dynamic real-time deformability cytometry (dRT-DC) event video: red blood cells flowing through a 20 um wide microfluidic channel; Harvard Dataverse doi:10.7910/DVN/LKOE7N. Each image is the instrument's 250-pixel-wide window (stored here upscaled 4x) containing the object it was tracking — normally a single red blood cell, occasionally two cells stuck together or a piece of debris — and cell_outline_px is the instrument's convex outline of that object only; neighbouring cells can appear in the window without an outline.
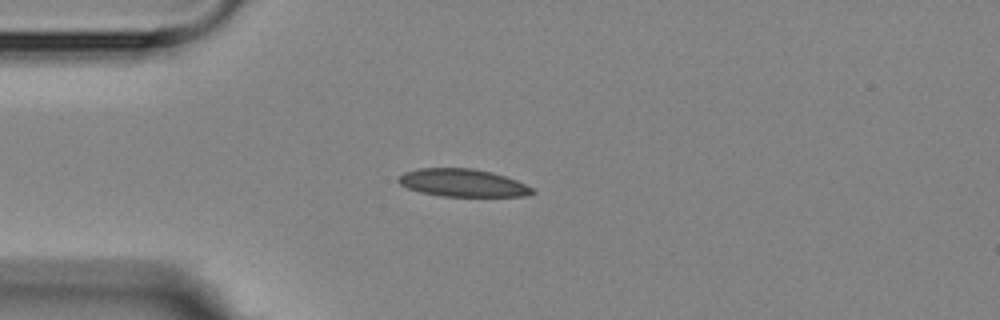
{"species": "Egyptian fruit bat (a non-hibernating species)", "species_latin": "Rousettus aegyptiacus", "temperature_condition": "room temperature", "stored_images_in_passage": 2, "camera_frame_rate_fps": 3000, "um_per_image_px": 0.085, "animal": {"sex": "female"}, "frame": {"image": 1, "passage_image": 1, "time_ms": 0.0, "image_size_px": [1000, 320], "cell_outline_px": [[536, 192], [524, 196], [440, 196], [420, 192], [408, 188], [400, 184], [396, 180], [404, 172], [420, 168], [472, 168], [492, 172], [516, 180], [532, 188]], "centroid_in_image_um": [39.3, 15.54], "position_along_channel_um": 45.7, "area_um2": 21.5}}
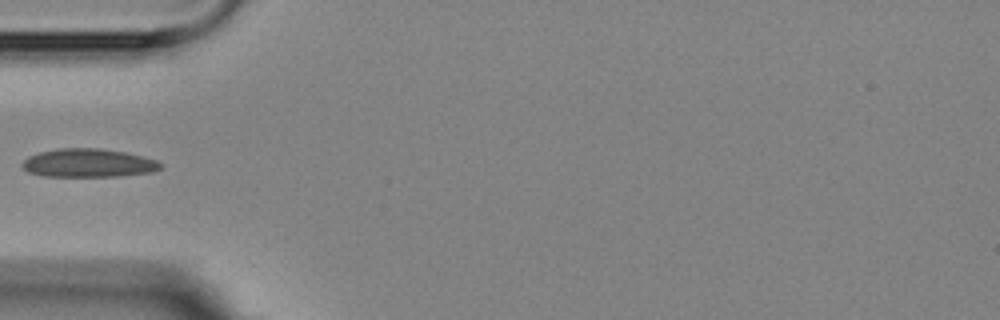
{"frame": {"image": 2, "passage_image": 2, "time_ms": 1.333, "image_size_px": [1000, 320], "cell_outline_px": [[160, 168], [152, 172], [116, 176], [44, 176], [28, 172], [20, 164], [28, 156], [40, 152], [60, 148], [100, 148], [124, 152], [156, 160], [160, 164]], "centroid_in_image_um": [7.46, 13.85], "position_along_channel_um": 77.5, "area_um2": 22.66}}